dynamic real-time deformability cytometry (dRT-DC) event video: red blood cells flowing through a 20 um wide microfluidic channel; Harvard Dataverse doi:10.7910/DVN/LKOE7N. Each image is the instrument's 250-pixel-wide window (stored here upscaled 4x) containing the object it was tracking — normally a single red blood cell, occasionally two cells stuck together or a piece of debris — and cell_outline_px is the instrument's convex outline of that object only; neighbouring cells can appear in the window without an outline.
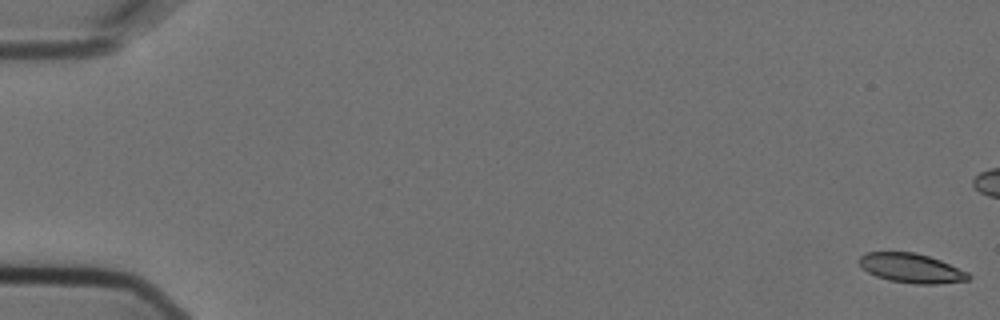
{"species": "Egyptian fruit bat (a non-hibernating species)", "species_latin": "Rousettus aegyptiacus", "temperature_condition": "cold", "stored_images_in_passage": 5, "camera_frame_rate_fps": 3000, "um_per_image_px": 0.085, "animal": {"sex": "female"}, "frame": {"image": 1, "passage_image": 1, "time_ms": 0.0, "image_size_px": [1000, 320], "cell_outline_px": [[972, 276], [968, 280], [936, 284], [916, 284], [888, 280], [876, 276], [868, 272], [856, 260], [864, 252], [916, 252], [940, 260], [968, 272]], "centroid_in_image_um": [77.45, 22.79], "position_along_channel_um": 7.6, "area_um2": 18.73}}